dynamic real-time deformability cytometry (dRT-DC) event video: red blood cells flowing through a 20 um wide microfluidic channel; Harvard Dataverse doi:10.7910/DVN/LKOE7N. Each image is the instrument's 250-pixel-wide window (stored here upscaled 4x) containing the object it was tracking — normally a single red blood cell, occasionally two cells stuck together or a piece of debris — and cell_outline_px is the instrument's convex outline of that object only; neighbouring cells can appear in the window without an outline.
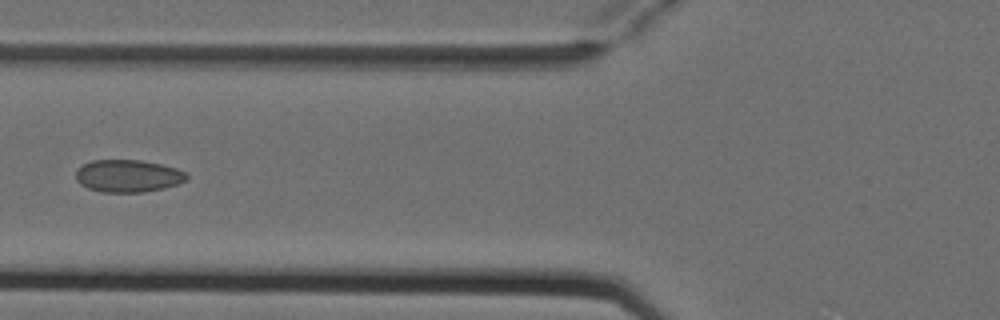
{"species": "Egyptian fruit bat (a non-hibernating species)", "species_latin": "Rousettus aegyptiacus", "temperature_condition": "cold", "stored_images_in_passage": 6, "camera_frame_rate_fps": 3000, "um_per_image_px": 0.085, "animal": {"sex": "female"}, "frame": {"image": 1, "passage_image": 6, "time_ms": 1.667, "image_size_px": [1000, 320], "cell_outline_px": [[188, 176], [184, 180], [176, 184], [164, 188], [144, 192], [100, 192], [88, 188], [80, 184], [76, 180], [76, 168], [92, 160], [140, 160], [160, 164], [176, 168], [184, 172]], "centroid_in_image_um": [10.83, 14.95], "position_along_channel_um": 115.0, "area_um2": 20.87}}